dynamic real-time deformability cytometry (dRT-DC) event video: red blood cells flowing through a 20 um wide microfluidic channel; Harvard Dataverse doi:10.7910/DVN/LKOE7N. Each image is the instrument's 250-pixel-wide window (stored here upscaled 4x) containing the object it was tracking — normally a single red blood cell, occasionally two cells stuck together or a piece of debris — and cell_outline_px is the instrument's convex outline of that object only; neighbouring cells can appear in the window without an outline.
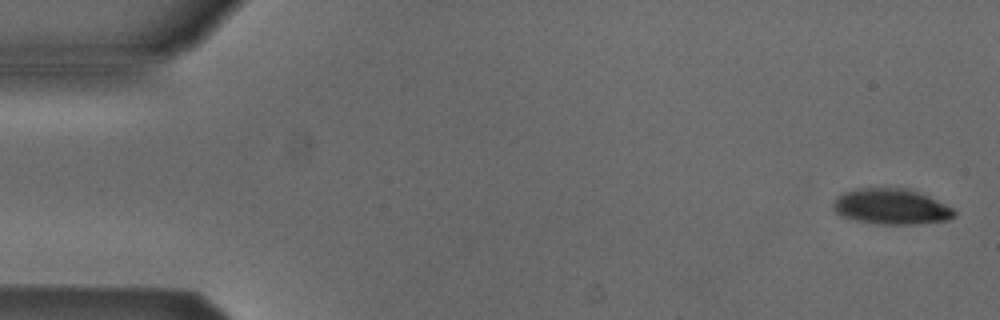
{"species": "Egyptian fruit bat (a non-hibernating species)", "species_latin": "Rousettus aegyptiacus", "temperature_condition": "cold", "stored_images_in_passage": 4, "camera_frame_rate_fps": 3000, "um_per_image_px": 0.085, "animal": {"sex": "male"}, "frame": {"image": 1, "passage_image": 1, "time_ms": 0.0, "image_size_px": [1000, 320], "cell_outline_px": [[956, 216], [948, 220], [920, 224], [876, 224], [856, 220], [840, 216], [832, 208], [832, 204], [836, 196], [844, 192], [856, 188], [908, 188], [928, 196], [952, 208], [956, 212]], "centroid_in_image_um": [75.73, 17.56], "position_along_channel_um": 9.3, "area_um2": 25.32}}
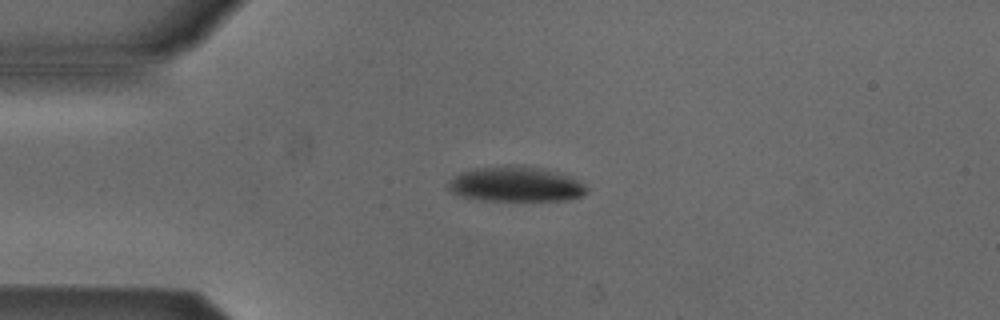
{"frame": {"image": 2, "passage_image": 4, "time_ms": 1.0, "image_size_px": [1000, 320], "cell_outline_px": [[588, 192], [580, 196], [568, 200], [480, 200], [464, 196], [452, 192], [444, 184], [460, 172], [476, 168], [540, 168], [556, 172], [580, 180], [588, 188]], "centroid_in_image_um": [43.85, 15.7], "position_along_channel_um": 41.2, "area_um2": 27.4}}